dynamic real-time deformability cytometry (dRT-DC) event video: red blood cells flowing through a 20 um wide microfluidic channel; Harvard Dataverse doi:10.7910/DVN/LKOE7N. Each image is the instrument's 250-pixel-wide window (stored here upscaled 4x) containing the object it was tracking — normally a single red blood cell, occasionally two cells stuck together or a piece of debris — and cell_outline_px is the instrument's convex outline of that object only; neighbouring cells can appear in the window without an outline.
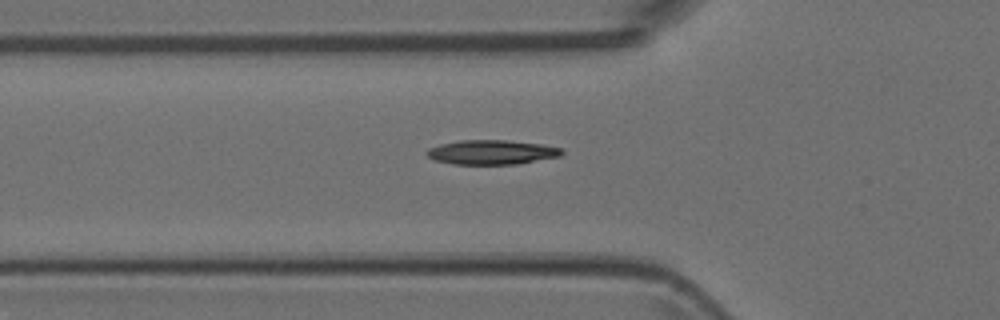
{"species": "Egyptian fruit bat (a non-hibernating species)", "species_latin": "Rousettus aegyptiacus", "temperature_condition": "room temperature", "stored_images_in_passage": 5, "camera_frame_rate_fps": 3000, "um_per_image_px": 0.085, "animal": {"sex": "female"}, "frame": {"image": 1, "passage_image": 5, "time_ms": 1.333, "image_size_px": [1000, 320], "cell_outline_px": [[564, 152], [560, 156], [516, 164], [452, 164], [436, 160], [428, 156], [424, 152], [428, 148], [440, 144], [460, 140], [508, 140], [540, 144], [564, 148]], "centroid_in_image_um": [41.79, 12.93], "position_along_channel_um": 84.0, "area_um2": 19.25}}